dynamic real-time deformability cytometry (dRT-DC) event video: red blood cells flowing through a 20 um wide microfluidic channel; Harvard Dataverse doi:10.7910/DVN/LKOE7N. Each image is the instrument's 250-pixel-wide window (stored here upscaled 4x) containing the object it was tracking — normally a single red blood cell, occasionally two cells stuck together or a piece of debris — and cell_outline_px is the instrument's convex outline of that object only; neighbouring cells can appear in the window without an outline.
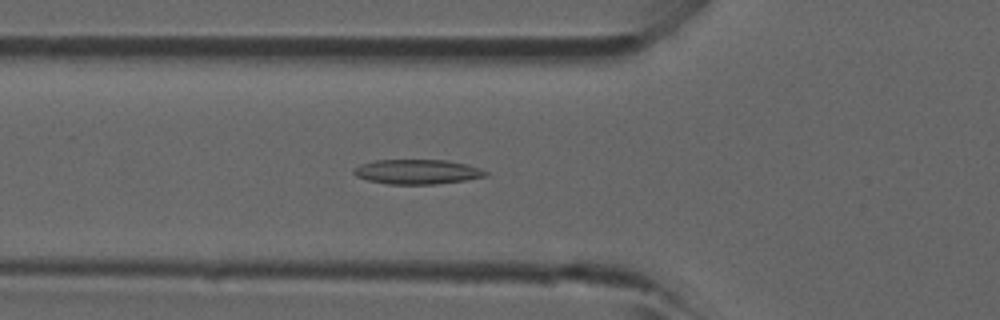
{"species": "common noctule bat (a hibernating species)", "species_latin": "Nyctalus noctula", "temperature_condition": "room temperature", "stored_images_in_passage": 44, "camera_frame_rate_fps": 3000, "um_per_image_px": 0.085, "animal": {"sex": "male", "forearm_length_mm": 52.5}, "frame": {"image": 1, "passage_image": 15, "time_ms": 4.667, "image_size_px": [1000, 320], "cell_outline_px": [[488, 176], [464, 180], [436, 184], [388, 184], [368, 180], [356, 176], [352, 172], [360, 164], [376, 160], [444, 160], [468, 164], [480, 168], [488, 172]], "centroid_in_image_um": [35.48, 14.6], "position_along_channel_um": 90.3, "area_um2": 18.9}}
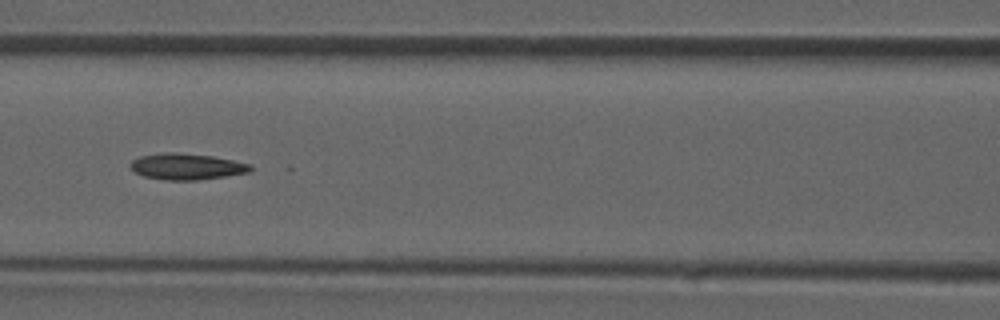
{"frame": {"image": 2, "passage_image": 19, "time_ms": 6.0, "image_size_px": [1000, 320], "cell_outline_px": [[252, 172], [196, 180], [164, 180], [144, 176], [136, 172], [128, 164], [132, 160], [140, 156], [164, 152], [176, 152], [212, 156], [252, 164]], "centroid_in_image_um": [15.87, 14.15], "position_along_channel_um": 150.7, "area_um2": 18.32}}
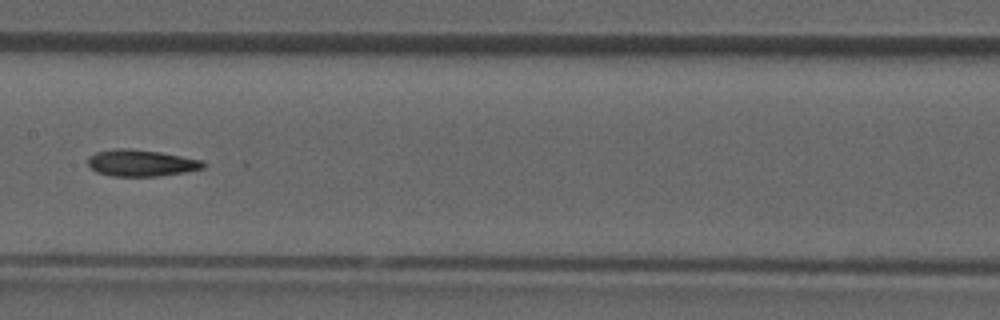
{"frame": {"image": 3, "passage_image": 22, "time_ms": 7.0, "image_size_px": [1000, 320], "cell_outline_px": [[208, 164], [204, 168], [184, 172], [156, 176], [112, 176], [96, 172], [88, 164], [88, 156], [96, 152], [116, 148], [128, 148], [160, 152], [204, 160]], "centroid_in_image_um": [12.02, 13.85], "position_along_channel_um": 195.4, "area_um2": 17.98}}